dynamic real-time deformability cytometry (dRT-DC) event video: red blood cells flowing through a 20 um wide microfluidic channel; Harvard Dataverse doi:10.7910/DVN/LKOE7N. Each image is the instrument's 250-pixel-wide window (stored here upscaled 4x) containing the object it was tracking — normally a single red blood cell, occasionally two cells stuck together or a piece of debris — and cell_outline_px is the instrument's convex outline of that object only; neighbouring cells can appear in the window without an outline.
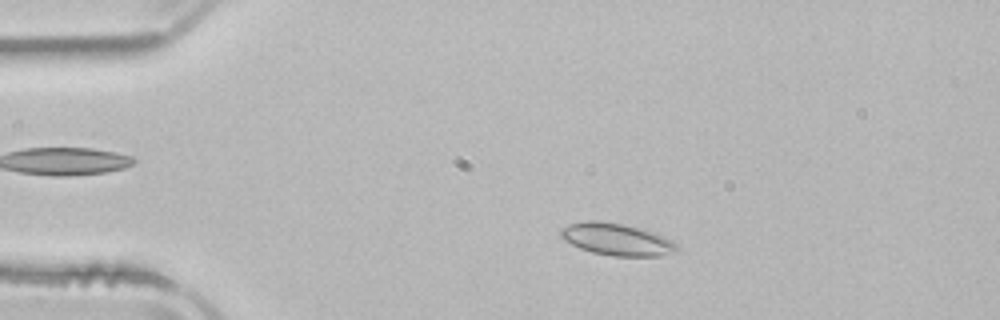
{"species": "common noctule bat (a hibernating species)", "species_latin": "Nyctalus noctula", "temperature_condition": "room temperature", "stored_images_in_passage": 50, "camera_frame_rate_fps": 3000, "um_per_image_px": 0.085, "animal": {"sex": "male", "body_mass_g": 21.5, "forearm_length_mm": 52.0}, "frame": {"image": 1, "passage_image": 8, "time_ms": 2.333, "image_size_px": [1000, 320], "cell_outline_px": [[680, 248], [676, 252], [660, 256], [612, 256], [592, 252], [580, 248], [564, 240], [560, 236], [560, 228], [568, 224], [588, 220], [596, 220], [624, 224], [644, 228], [656, 232], [672, 240]], "centroid_in_image_um": [52.45, 20.33], "position_along_channel_um": 32.5, "area_um2": 22.08}}
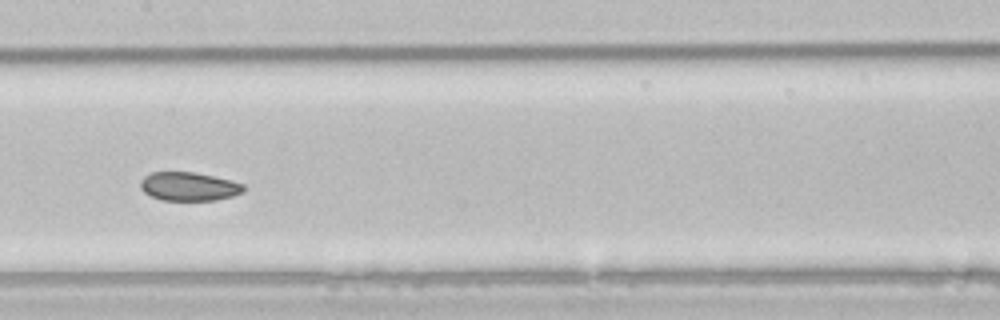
{"frame": {"image": 2, "passage_image": 24, "time_ms": 7.667, "image_size_px": [1000, 320], "cell_outline_px": [[244, 192], [232, 196], [216, 200], [160, 200], [144, 192], [140, 188], [140, 180], [144, 176], [152, 172], [196, 172], [232, 180], [244, 184]], "centroid_in_image_um": [16.06, 15.84], "position_along_channel_um": 191.3, "area_um2": 17.34}}
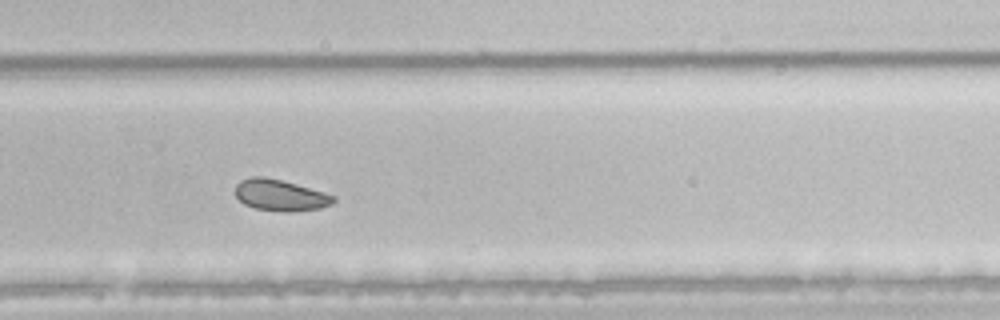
{"frame": {"image": 3, "passage_image": 33, "time_ms": 10.667, "image_size_px": [1000, 320], "cell_outline_px": [[336, 200], [332, 204], [320, 208], [292, 212], [284, 212], [256, 208], [244, 204], [236, 196], [236, 184], [240, 180], [252, 176], [264, 176], [296, 184], [324, 192], [336, 196]], "centroid_in_image_um": [23.83, 16.59], "position_along_channel_um": 306.0, "area_um2": 17.92}, "authors_computed_cell_mechanics": {"area_um2": 19.652, "velocity_mm_per_s": 3.8423, "shape_relaxation_time_tau1_ms": null, "shape_relaxation_time_tau2_ms": 2.4064, "deformation_change_tau1": null, "deformation_change_tau2": 0.0538}}